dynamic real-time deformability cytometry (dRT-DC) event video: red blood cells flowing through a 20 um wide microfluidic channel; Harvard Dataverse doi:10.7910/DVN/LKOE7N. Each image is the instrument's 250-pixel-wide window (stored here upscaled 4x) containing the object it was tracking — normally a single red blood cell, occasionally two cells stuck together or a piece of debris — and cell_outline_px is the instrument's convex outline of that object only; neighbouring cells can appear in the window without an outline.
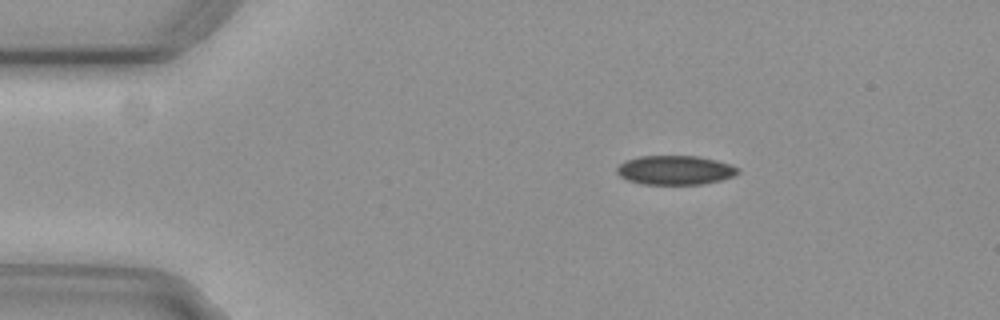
{"species": "common noctule bat (a hibernating species)", "species_latin": "Nyctalus noctula", "temperature_condition": "cold", "stored_images_in_passage": 47, "camera_frame_rate_fps": 3000, "um_per_image_px": 0.085, "animal": {"sex": "female", "body_mass_g": 29.2, "forearm_length_mm": 56.3}, "frame": {"image": 1, "passage_image": 1, "time_ms": 0.0, "image_size_px": [1000, 320], "cell_outline_px": [[740, 172], [732, 176], [720, 180], [704, 184], [640, 184], [628, 180], [620, 176], [616, 172], [616, 168], [620, 164], [628, 160], [640, 156], [700, 156], [732, 164], [740, 168]], "centroid_in_image_um": [57.41, 14.46], "position_along_channel_um": 27.6, "area_um2": 20.63}}
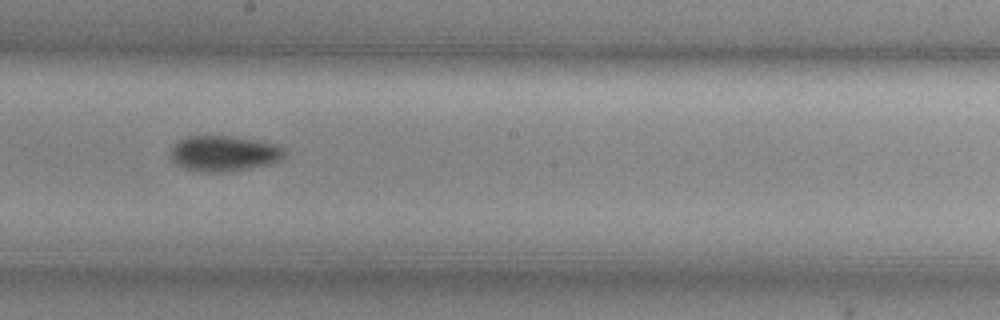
{"frame": {"image": 2, "passage_image": 22, "time_ms": 7.0, "image_size_px": [1000, 320], "cell_outline_px": [[288, 152], [280, 160], [272, 164], [220, 172], [204, 172], [184, 168], [176, 164], [172, 160], [172, 148], [180, 140], [188, 136], [228, 136], [276, 144], [284, 148]], "centroid_in_image_um": [19.07, 13.05], "position_along_channel_um": 229.1, "area_um2": 23.29}}
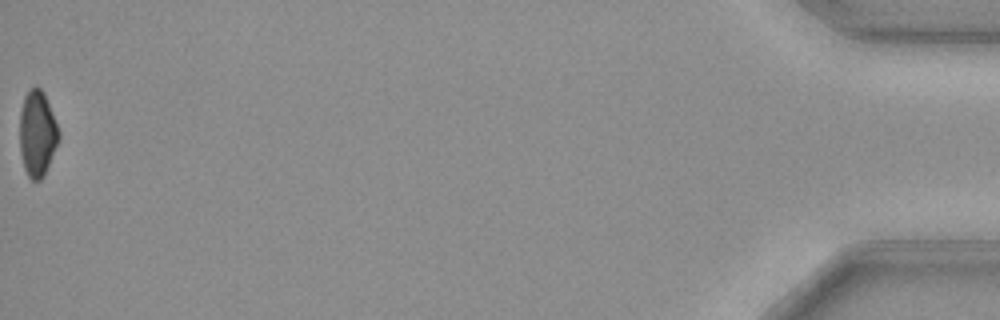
{"frame": {"image": 3, "passage_image": 47, "time_ms": 15.333, "image_size_px": [1000, 320], "cell_outline_px": [[60, 136], [48, 164], [40, 180], [32, 180], [28, 176], [24, 168], [20, 152], [20, 112], [24, 96], [28, 88], [36, 84], [44, 92], [60, 132]], "centroid_in_image_um": [3.15, 11.28], "position_along_channel_um": 432.1, "area_um2": 19.42}, "authors_computed_cell_mechanics": {"area_um2": 21.2126, "velocity_mm_per_s": 3.7263, "shape_relaxation_time_tau1_ms": 5.4793, "shape_relaxation_time_tau2_ms": null, "deformation_change_tau1": 0.1051, "deformation_change_tau2": null}}